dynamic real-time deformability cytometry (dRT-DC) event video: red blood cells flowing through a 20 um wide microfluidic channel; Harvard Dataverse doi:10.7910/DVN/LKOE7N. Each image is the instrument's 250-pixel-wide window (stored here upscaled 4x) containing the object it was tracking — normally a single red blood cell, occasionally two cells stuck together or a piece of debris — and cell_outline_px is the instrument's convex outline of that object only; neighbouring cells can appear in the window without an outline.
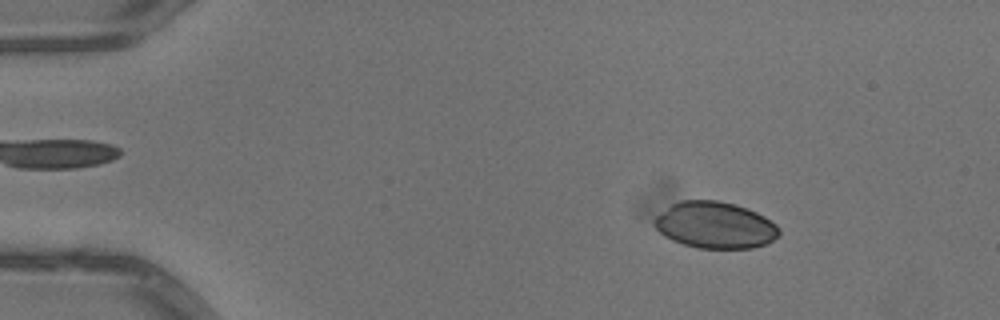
{"species": "common noctule bat (a hibernating species)", "species_latin": "Nyctalus noctula", "temperature_condition": "warm", "stored_images_in_passage": 53, "camera_frame_rate_fps": 3000, "um_per_image_px": 0.085, "animal": {"sex": "male", "body_mass_g": 13.3}, "frame": {"image": 1, "passage_image": 9, "time_ms": 2.667, "image_size_px": [1000, 320], "cell_outline_px": [[780, 236], [764, 244], [752, 248], [696, 248], [672, 240], [664, 236], [652, 224], [652, 220], [656, 216], [672, 204], [680, 200], [716, 200], [732, 204], [756, 212], [764, 216], [776, 224], [780, 228]], "centroid_in_image_um": [60.76, 19.14], "position_along_channel_um": 24.2, "area_um2": 33.76}}
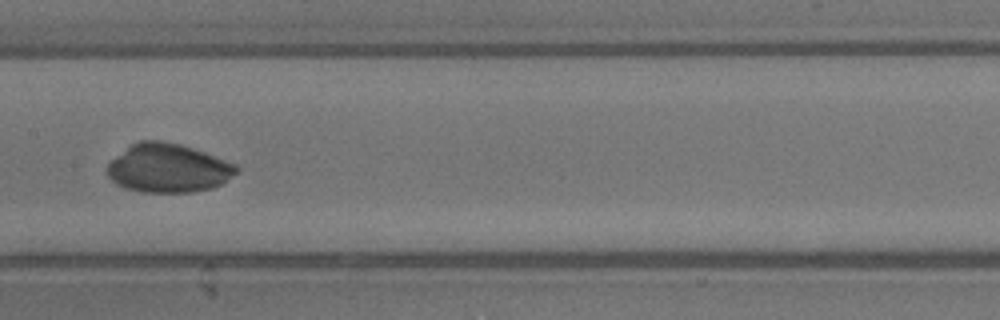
{"frame": {"image": 2, "passage_image": 28, "time_ms": 9.0, "image_size_px": [1000, 320], "cell_outline_px": [[240, 168], [236, 172], [220, 184], [212, 188], [192, 192], [144, 192], [124, 188], [116, 184], [108, 176], [108, 164], [112, 160], [132, 144], [140, 140], [160, 140], [180, 144], [204, 152], [236, 164]], "centroid_in_image_um": [14.29, 14.29], "position_along_channel_um": 193.1, "area_um2": 36.3}}
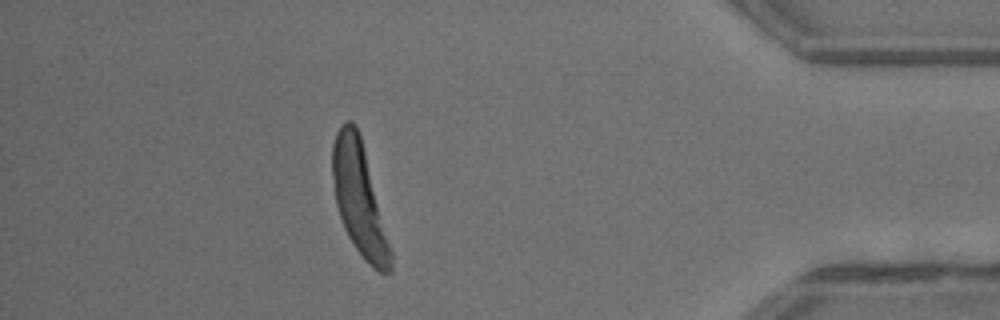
{"frame": {"image": 3, "passage_image": 47, "time_ms": 15.333, "image_size_px": [1000, 320], "cell_outline_px": [[392, 272], [380, 272], [368, 264], [356, 248], [348, 236], [344, 228], [336, 204], [332, 176], [332, 144], [336, 132], [348, 120], [352, 120], [360, 136], [392, 252]], "centroid_in_image_um": [30.52, 16.93], "position_along_channel_um": 404.7, "area_um2": 37.05}}